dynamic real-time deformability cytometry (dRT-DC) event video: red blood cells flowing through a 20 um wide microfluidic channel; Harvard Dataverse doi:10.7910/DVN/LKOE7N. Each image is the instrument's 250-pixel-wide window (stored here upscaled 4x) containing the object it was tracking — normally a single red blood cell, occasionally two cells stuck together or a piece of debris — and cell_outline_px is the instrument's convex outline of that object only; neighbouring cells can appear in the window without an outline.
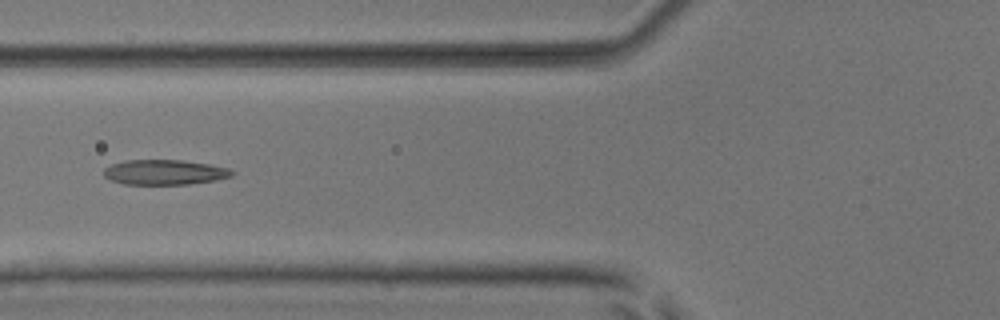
{"species": "common noctule bat (a hibernating species)", "species_latin": "Nyctalus noctula", "temperature_condition": "room temperature", "stored_images_in_passage": 30, "camera_frame_rate_fps": 3000, "um_per_image_px": 0.085, "animal": {"sex": "male", "body_mass_g": 17.9, "forearm_length_mm": 54.2}, "frame": {"image": 1, "passage_image": 5, "time_ms": 1.333, "image_size_px": [1000, 320], "cell_outline_px": [[236, 172], [232, 176], [216, 180], [188, 184], [124, 184], [112, 180], [104, 176], [104, 168], [112, 164], [124, 160], [180, 160], [208, 164], [228, 168]], "centroid_in_image_um": [14.0, 14.64], "position_along_channel_um": 111.8, "area_um2": 18.61}}
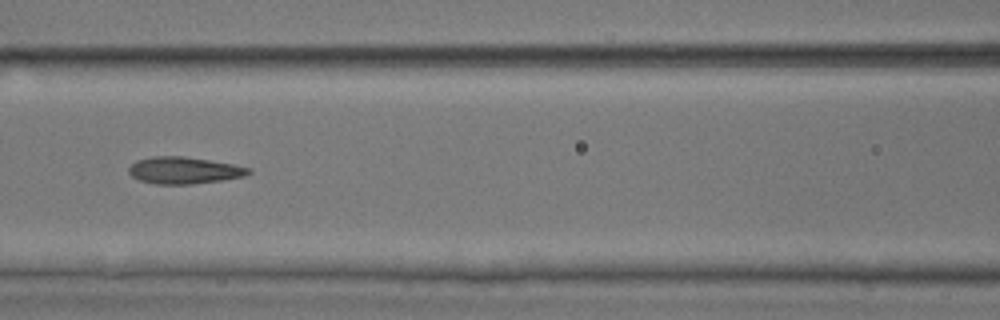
{"frame": {"image": 2, "passage_image": 8, "time_ms": 2.333, "image_size_px": [1000, 320], "cell_outline_px": [[252, 172], [244, 176], [220, 180], [192, 184], [156, 184], [140, 180], [132, 176], [128, 172], [128, 168], [136, 160], [152, 156], [184, 156], [232, 164], [252, 168]], "centroid_in_image_um": [15.63, 14.47], "position_along_channel_um": 151.0, "area_um2": 18.67}, "authors_computed_cell_mechanics": {"area_um2": 17.6868, "velocity_mm_per_s": 3.8944, "shape_relaxation_time_tau1_ms": null, "shape_relaxation_time_tau2_ms": 1.7521, "deformation_change_tau1": null, "deformation_change_tau2": 0.0952}}